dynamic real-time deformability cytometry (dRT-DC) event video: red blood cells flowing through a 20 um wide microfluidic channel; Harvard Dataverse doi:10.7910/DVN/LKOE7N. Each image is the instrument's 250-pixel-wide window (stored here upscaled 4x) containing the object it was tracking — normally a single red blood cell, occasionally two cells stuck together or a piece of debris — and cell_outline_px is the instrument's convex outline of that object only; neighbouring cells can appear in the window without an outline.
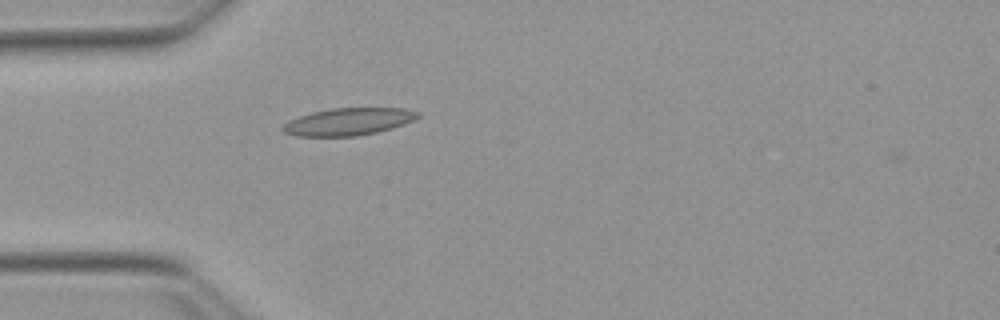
{"species": "Egyptian fruit bat (a non-hibernating species)", "species_latin": "Rousettus aegyptiacus", "temperature_condition": "warm", "stored_images_in_passage": 39, "camera_frame_rate_fps": 3000, "um_per_image_px": 0.085, "animal": {"sex": "female"}, "frame": {"image": 1, "passage_image": 1, "time_ms": 0.0, "image_size_px": [1000, 320], "cell_outline_px": [[420, 116], [404, 124], [392, 128], [376, 132], [356, 136], [296, 136], [284, 132], [280, 128], [288, 120], [312, 112], [332, 108], [404, 108], [420, 112]], "centroid_in_image_um": [29.6, 10.34], "position_along_channel_um": 55.4, "area_um2": 21.44}}
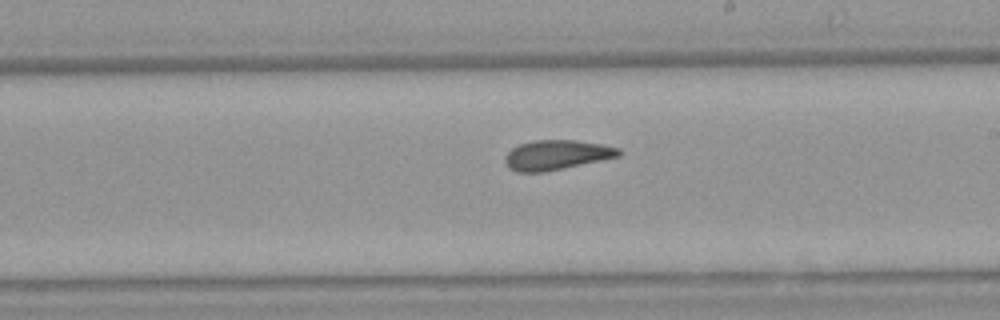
{"frame": {"image": 2, "passage_image": 16, "time_ms": 5.0, "image_size_px": [1000, 320], "cell_outline_px": [[620, 156], [544, 172], [516, 172], [508, 168], [504, 160], [504, 156], [512, 148], [520, 144], [536, 140], [576, 140], [600, 144], [620, 148]], "centroid_in_image_um": [47.27, 13.17], "position_along_channel_um": 241.7, "area_um2": 19.59}}
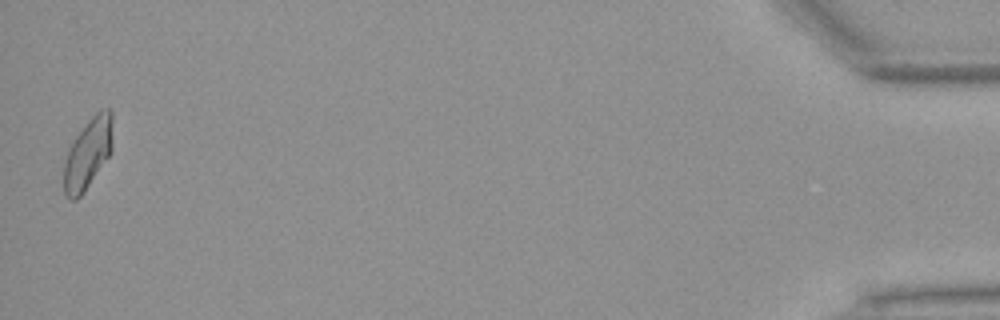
{"frame": {"image": 3, "passage_image": 38, "time_ms": 12.333, "image_size_px": [1000, 320], "cell_outline_px": [[112, 152], [84, 192], [76, 200], [68, 200], [64, 192], [64, 160], [68, 148], [76, 136], [88, 120], [100, 108], [108, 108], [112, 112]], "centroid_in_image_um": [7.47, 13.05], "position_along_channel_um": 427.7, "area_um2": 20.29}, "authors_computed_cell_mechanics": {"area_um2": 19.7098, "velocity_mm_per_s": 3.8405, "shape_relaxation_time_tau1_ms": 7.5927, "shape_relaxation_time_tau2_ms": 1.6802, "deformation_change_tau1": 0.1836, "deformation_change_tau2": 0.0848}}